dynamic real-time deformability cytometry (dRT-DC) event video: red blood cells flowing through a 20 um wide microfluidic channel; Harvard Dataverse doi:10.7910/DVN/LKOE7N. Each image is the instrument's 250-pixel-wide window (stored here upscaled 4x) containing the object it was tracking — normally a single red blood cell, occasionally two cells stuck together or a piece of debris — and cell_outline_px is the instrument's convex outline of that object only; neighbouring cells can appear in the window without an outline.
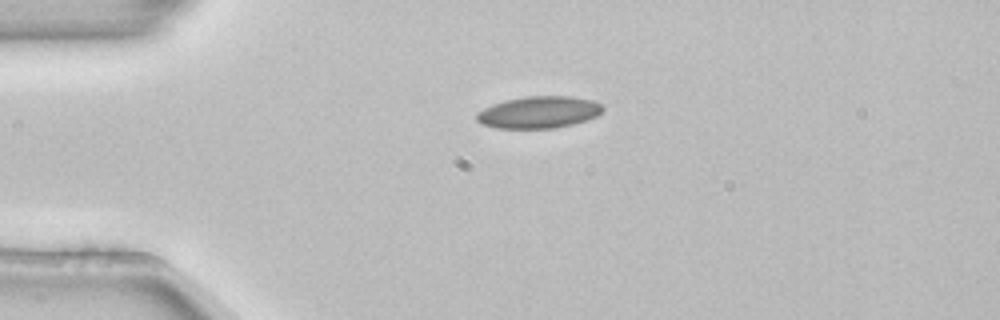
{"species": "common noctule bat (a hibernating species)", "species_latin": "Nyctalus noctula", "temperature_condition": "room temperature", "stored_images_in_passage": 2, "camera_frame_rate_fps": 3000, "um_per_image_px": 0.085, "animal": {"sex": "female", "body_mass_g": 22.7, "forearm_length_mm": 54.2}, "frame": {"image": 1, "passage_image": 1, "time_ms": 0.0, "image_size_px": [1000, 320], "cell_outline_px": [[604, 112], [588, 120], [556, 128], [496, 128], [480, 124], [476, 120], [476, 112], [492, 104], [504, 100], [528, 96], [572, 96], [592, 100], [600, 104], [604, 108]], "centroid_in_image_um": [45.79, 9.54], "position_along_channel_um": 39.2, "area_um2": 23.7}}
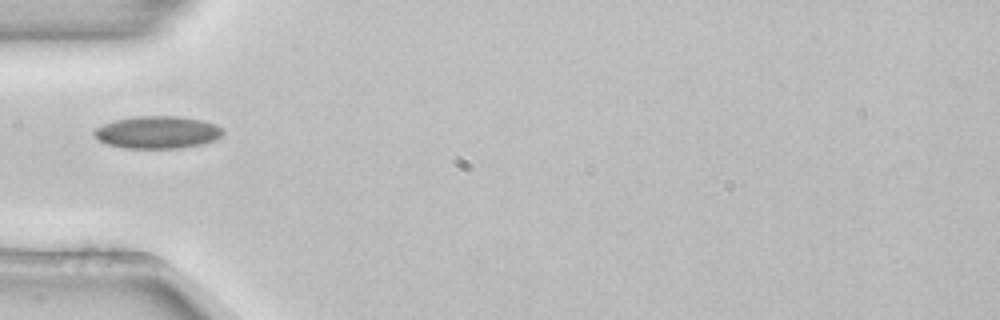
{"frame": {"image": 2, "passage_image": 2, "time_ms": 0.333, "image_size_px": [1000, 320], "cell_outline_px": [[224, 132], [216, 140], [200, 144], [180, 148], [124, 148], [108, 144], [100, 140], [92, 132], [96, 128], [104, 124], [116, 120], [136, 116], [176, 116], [200, 120], [216, 124]], "centroid_in_image_um": [13.39, 11.25], "position_along_channel_um": 71.6, "area_um2": 24.04}}